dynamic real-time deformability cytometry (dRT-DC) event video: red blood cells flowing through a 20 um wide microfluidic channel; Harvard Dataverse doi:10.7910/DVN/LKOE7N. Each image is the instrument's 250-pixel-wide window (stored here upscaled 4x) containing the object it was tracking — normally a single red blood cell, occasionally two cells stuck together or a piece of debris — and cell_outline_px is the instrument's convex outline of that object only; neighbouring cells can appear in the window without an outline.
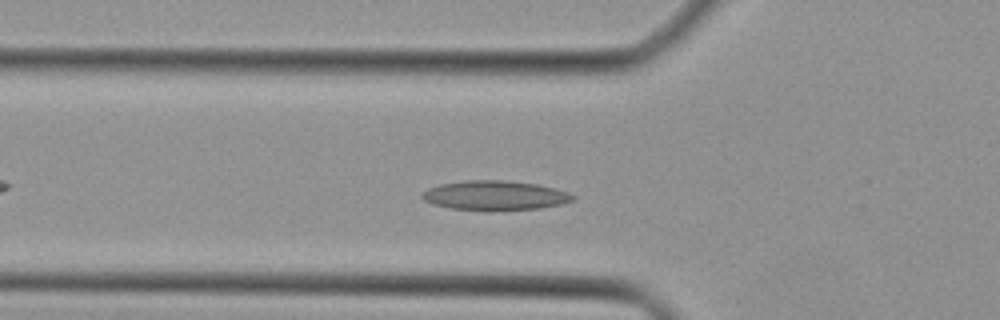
{"species": "Egyptian fruit bat (a non-hibernating species)", "species_latin": "Rousettus aegyptiacus", "temperature_condition": "cold", "stored_images_in_passage": 34, "camera_frame_rate_fps": 3000, "um_per_image_px": 0.085, "animal": {"sex": "female"}, "frame": {"image": 1, "passage_image": 5, "time_ms": 1.333, "image_size_px": [1000, 320], "cell_outline_px": [[576, 196], [572, 200], [560, 204], [540, 208], [452, 208], [432, 204], [424, 200], [420, 196], [420, 192], [428, 188], [440, 184], [464, 180], [504, 180], [536, 184], [556, 188], [568, 192]], "centroid_in_image_um": [42.03, 16.56], "position_along_channel_um": 83.8, "area_um2": 25.09}}
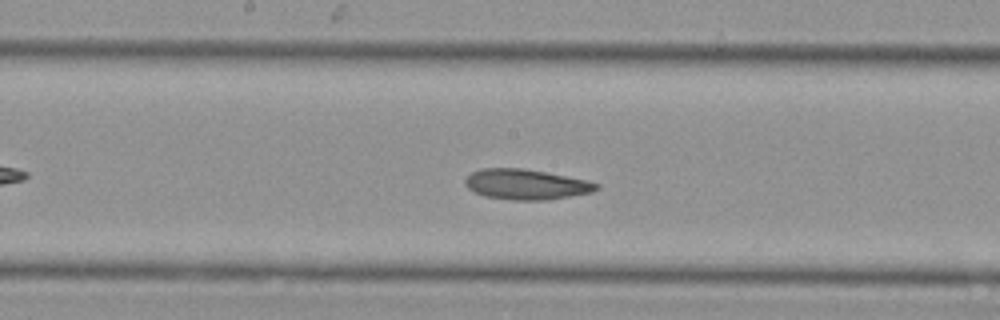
{"frame": {"image": 2, "passage_image": 13, "time_ms": 4.0, "image_size_px": [1000, 320], "cell_outline_px": [[600, 188], [592, 192], [548, 200], [512, 200], [484, 196], [468, 188], [464, 184], [464, 180], [472, 172], [480, 168], [524, 168], [588, 180], [600, 184]], "centroid_in_image_um": [44.73, 15.67], "position_along_channel_um": 203.5, "area_um2": 23.29}}
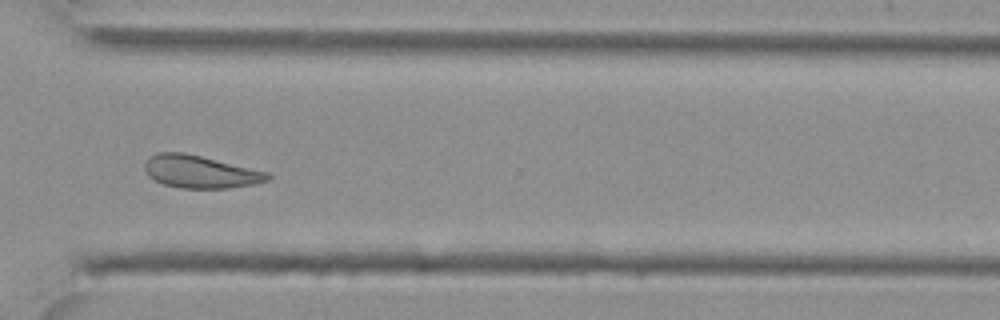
{"frame": {"image": 3, "passage_image": 23, "time_ms": 7.333, "image_size_px": [1000, 320], "cell_outline_px": [[272, 176], [268, 180], [256, 184], [228, 188], [180, 188], [164, 184], [148, 176], [144, 168], [144, 164], [148, 156], [156, 152], [184, 152], [268, 172]], "centroid_in_image_um": [17.0, 14.59], "position_along_channel_um": 353.6, "area_um2": 23.41}}